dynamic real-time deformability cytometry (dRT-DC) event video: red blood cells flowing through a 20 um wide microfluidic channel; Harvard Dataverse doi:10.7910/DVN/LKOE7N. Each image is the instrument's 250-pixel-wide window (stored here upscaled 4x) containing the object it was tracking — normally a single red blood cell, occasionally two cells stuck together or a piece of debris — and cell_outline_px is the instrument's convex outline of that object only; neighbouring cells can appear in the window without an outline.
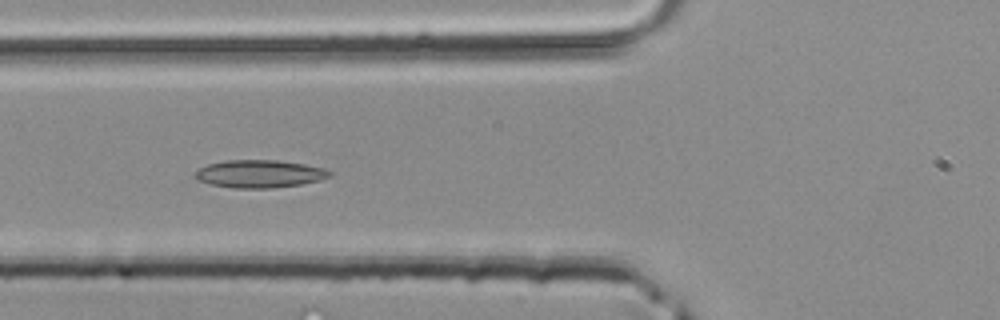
{"species": "common noctule bat (a hibernating species)", "species_latin": "Nyctalus noctula", "temperature_condition": "room temperature", "stored_images_in_passage": 36, "camera_frame_rate_fps": 3000, "um_per_image_px": 0.085, "animal": {"sex": "male", "body_mass_g": 20.4}, "frame": {"image": 1, "passage_image": 9, "time_ms": 2.667, "image_size_px": [1000, 320], "cell_outline_px": [[332, 176], [320, 180], [300, 184], [272, 188], [232, 188], [212, 184], [200, 180], [196, 176], [196, 172], [200, 168], [208, 164], [224, 160], [276, 160], [304, 164], [324, 168], [332, 172]], "centroid_in_image_um": [22.1, 14.77], "position_along_channel_um": 103.7, "area_um2": 21.56}}
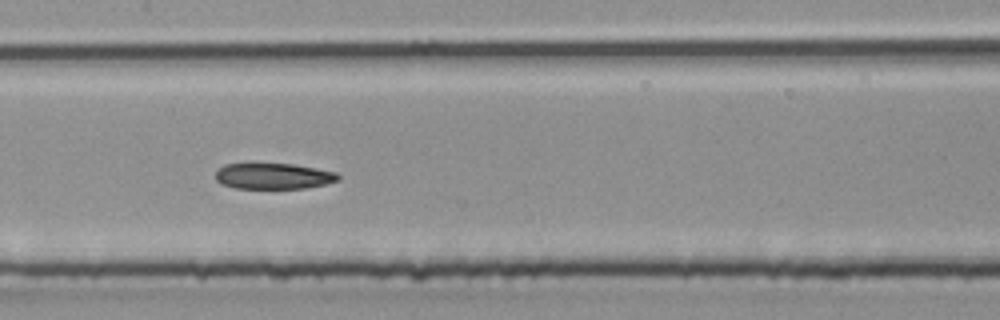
{"frame": {"image": 2, "passage_image": 14, "time_ms": 4.333, "image_size_px": [1000, 320], "cell_outline_px": [[340, 180], [324, 184], [304, 188], [236, 188], [220, 184], [216, 180], [216, 172], [224, 164], [292, 164], [336, 172], [340, 176]], "centroid_in_image_um": [23.23, 14.97], "position_along_channel_um": 184.2, "area_um2": 18.32}}
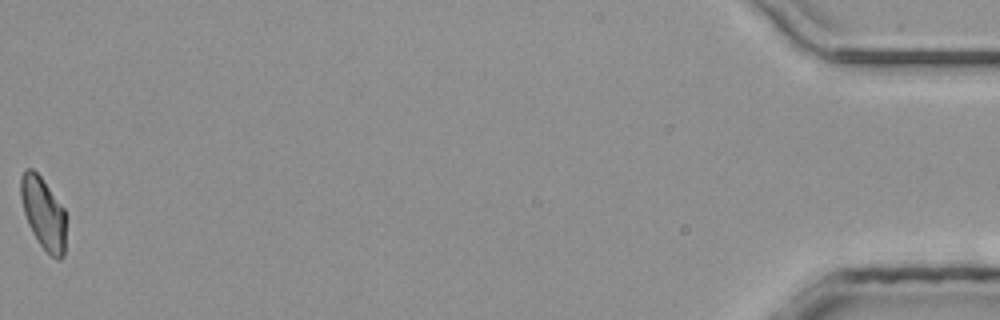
{"frame": {"image": 3, "passage_image": 36, "time_ms": 11.667, "image_size_px": [1000, 320], "cell_outline_px": [[64, 256], [60, 260], [56, 260], [40, 244], [32, 232], [28, 224], [24, 212], [20, 196], [20, 176], [24, 168], [32, 168], [40, 176], [64, 208]], "centroid_in_image_um": [3.65, 18.09], "position_along_channel_um": 431.5, "area_um2": 18.73}}